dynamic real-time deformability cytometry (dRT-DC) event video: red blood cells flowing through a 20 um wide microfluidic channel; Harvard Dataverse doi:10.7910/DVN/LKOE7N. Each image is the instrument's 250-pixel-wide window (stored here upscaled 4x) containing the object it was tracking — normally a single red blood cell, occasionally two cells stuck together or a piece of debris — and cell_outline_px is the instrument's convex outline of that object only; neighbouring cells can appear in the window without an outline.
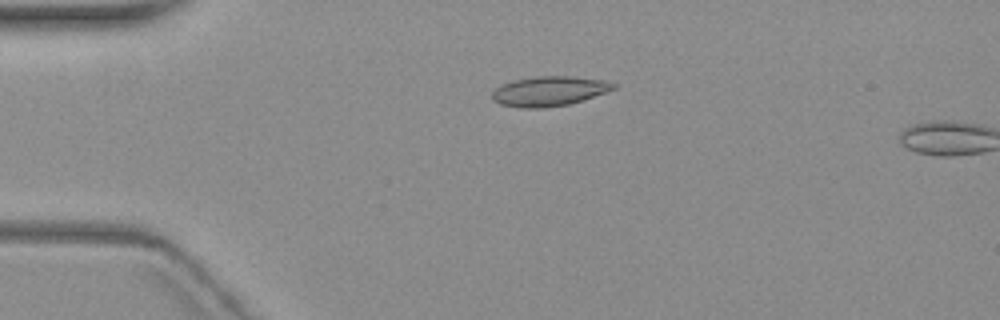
{"species": "common noctule bat (a hibernating species)", "species_latin": "Nyctalus noctula", "temperature_condition": "warm", "stored_images_in_passage": 3, "camera_frame_rate_fps": 3000, "um_per_image_px": 0.085, "animal": {"sex": "female", "body_mass_g": 19.3, "forearm_length_mm": 54.1}, "frame": {"image": 1, "passage_image": 1, "time_ms": 0.0, "image_size_px": [1000, 320], "cell_outline_px": [[616, 88], [568, 104], [540, 108], [520, 108], [500, 104], [492, 100], [492, 92], [500, 84], [516, 80], [536, 76], [568, 76], [604, 80], [616, 84]], "centroid_in_image_um": [46.62, 7.75], "position_along_channel_um": 38.4, "area_um2": 20.75}}